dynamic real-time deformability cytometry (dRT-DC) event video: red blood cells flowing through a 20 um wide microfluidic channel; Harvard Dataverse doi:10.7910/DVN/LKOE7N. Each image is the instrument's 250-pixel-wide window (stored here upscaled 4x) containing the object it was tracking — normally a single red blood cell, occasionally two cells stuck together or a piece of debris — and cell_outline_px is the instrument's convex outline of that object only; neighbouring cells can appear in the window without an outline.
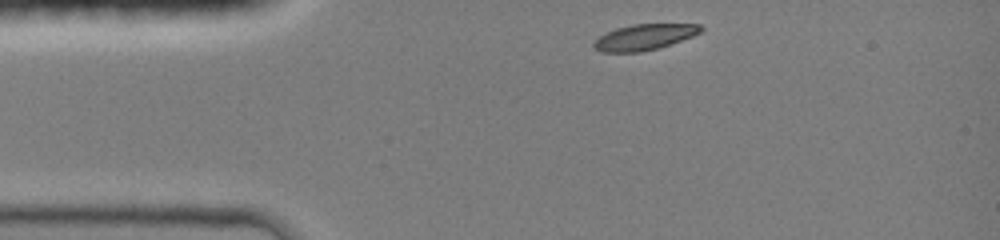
{"species": "common noctule bat (a hibernating species)", "species_latin": "Nyctalus noctula", "temperature_condition": "room temperature", "stored_images_in_passage": 33, "camera_frame_rate_fps": 3000, "um_per_image_px": 0.085, "animal": {"sex": "female", "body_mass_g": 19.0, "forearm_length_mm": 51.5}, "frame": {"image": 1, "passage_image": 1, "time_ms": 0.0, "image_size_px": [1000, 240], "cell_outline_px": [[704, 28], [700, 32], [692, 36], [656, 48], [640, 52], [600, 52], [592, 44], [600, 36], [616, 28], [632, 24], [700, 24]], "centroid_in_image_um": [54.76, 3.14], "position_along_channel_um": 30.2, "area_um2": 15.78}}
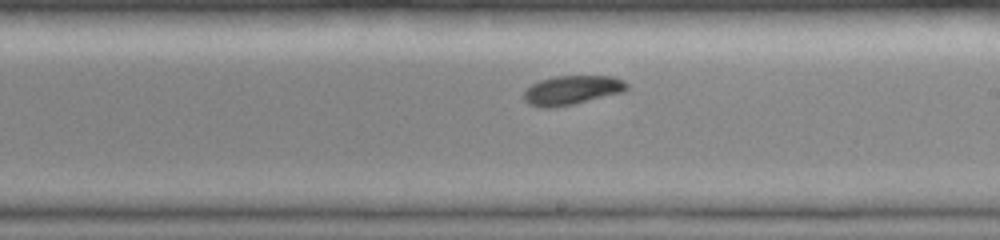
{"frame": {"image": 2, "passage_image": 19, "time_ms": 6.0, "image_size_px": [1000, 240], "cell_outline_px": [[628, 88], [620, 92], [572, 104], [552, 108], [544, 108], [528, 104], [524, 100], [524, 92], [532, 84], [540, 80], [556, 76], [612, 76], [624, 80], [628, 84]], "centroid_in_image_um": [48.58, 7.65], "position_along_channel_um": 240.4, "area_um2": 17.22}}
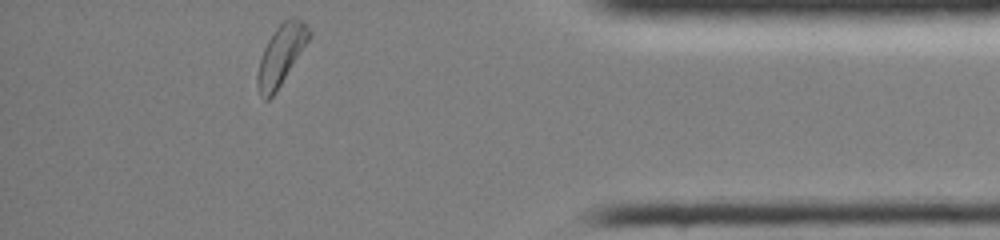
{"frame": {"image": 3, "passage_image": 33, "time_ms": 10.667, "image_size_px": [1000, 240], "cell_outline_px": [[312, 36], [276, 92], [268, 100], [264, 100], [260, 96], [256, 84], [256, 76], [260, 56], [268, 40], [276, 28], [284, 20], [292, 16], [296, 16], [304, 20], [312, 32]], "centroid_in_image_um": [23.9, 4.66], "position_along_channel_um": 411.3, "area_um2": 18.44}, "authors_computed_cell_mechanics": {"area_um2": 17.2244, "velocity_mm_per_s": 4.1665, "shape_relaxation_time_tau1_ms": 1.6178, "shape_relaxation_time_tau2_ms": null, "deformation_change_tau1": 0.0793, "deformation_change_tau2": null}}